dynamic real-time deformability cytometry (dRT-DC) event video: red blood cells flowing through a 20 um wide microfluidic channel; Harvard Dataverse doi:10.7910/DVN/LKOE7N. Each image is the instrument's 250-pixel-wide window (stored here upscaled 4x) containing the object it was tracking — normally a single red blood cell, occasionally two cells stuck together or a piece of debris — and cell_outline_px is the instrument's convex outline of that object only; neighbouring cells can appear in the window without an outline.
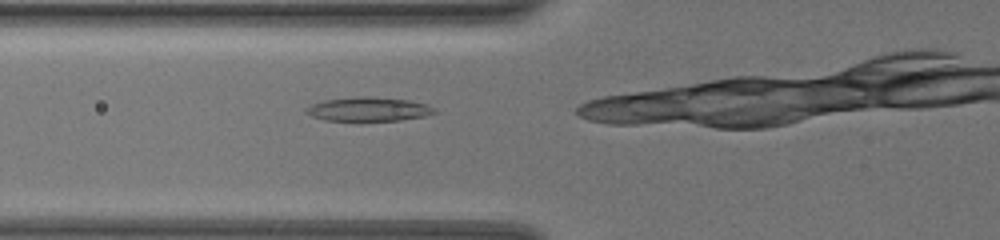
{"species": "common noctule bat (a hibernating species)", "species_latin": "Nyctalus noctula", "temperature_condition": "warm", "stored_images_in_passage": 36, "camera_frame_rate_fps": 3000, "um_per_image_px": 0.085, "animal": {"sex": "female", "body_mass_g": 19.5, "forearm_length_mm": 54.1}, "frame": {"image": 1, "passage_image": 3, "time_ms": 0.667, "image_size_px": [1000, 240], "cell_outline_px": [[436, 112], [424, 116], [400, 120], [360, 124], [324, 120], [312, 116], [304, 112], [304, 108], [312, 104], [324, 100], [356, 96], [368, 96], [408, 100], [424, 104], [436, 108]], "centroid_in_image_um": [31.25, 9.33], "position_along_channel_um": 94.6, "area_um2": 18.9}}
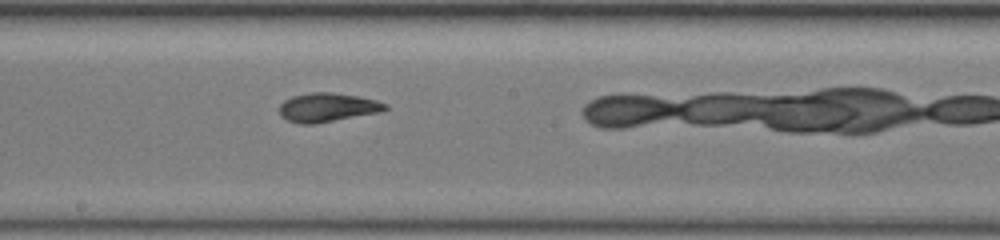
{"frame": {"image": 2, "passage_image": 16, "time_ms": 5.0, "image_size_px": [1000, 240], "cell_outline_px": [[388, 108], [380, 112], [312, 124], [300, 124], [288, 120], [280, 116], [280, 104], [284, 100], [292, 96], [312, 92], [332, 92], [360, 96], [376, 100], [388, 104]], "centroid_in_image_um": [27.84, 9.12], "position_along_channel_um": 220.4, "area_um2": 17.8}}
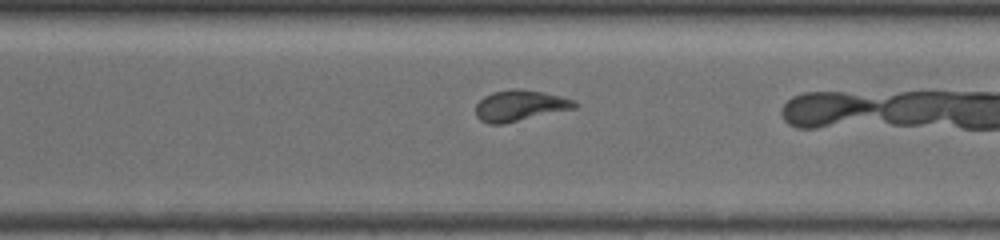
{"frame": {"image": 3, "passage_image": 27, "time_ms": 8.667, "image_size_px": [1000, 240], "cell_outline_px": [[580, 104], [576, 108], [504, 124], [488, 124], [480, 120], [476, 116], [476, 104], [484, 96], [492, 92], [512, 88], [516, 88], [544, 92], [576, 100]], "centroid_in_image_um": [44.21, 8.98], "position_along_channel_um": 326.4, "area_um2": 18.09}}